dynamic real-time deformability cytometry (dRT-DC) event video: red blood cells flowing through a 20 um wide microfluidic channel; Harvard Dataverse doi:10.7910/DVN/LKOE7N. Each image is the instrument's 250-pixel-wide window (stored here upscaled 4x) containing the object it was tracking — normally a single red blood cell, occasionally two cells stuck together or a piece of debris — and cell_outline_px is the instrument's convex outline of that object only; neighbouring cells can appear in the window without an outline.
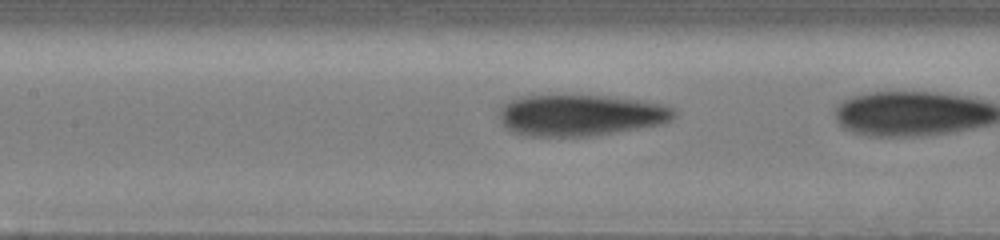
{"species": "human", "species_latin": "Homo sapiens", "temperature_condition": "cold", "stored_images_in_passage": 8, "camera_frame_rate_fps": 3000, "um_per_image_px": 0.085, "donor": {"sex": "male"}, "frame": {"image": 1, "passage_image": 7, "time_ms": 1.667, "image_size_px": [1000, 240], "cell_outline_px": [[676, 116], [672, 120], [664, 124], [588, 136], [524, 136], [512, 132], [500, 120], [500, 108], [504, 104], [516, 96], [564, 92], [612, 96], [640, 100], [660, 104], [672, 108], [676, 112]], "centroid_in_image_um": [49.3, 9.74], "position_along_channel_um": 158.1, "area_um2": 43.41}}